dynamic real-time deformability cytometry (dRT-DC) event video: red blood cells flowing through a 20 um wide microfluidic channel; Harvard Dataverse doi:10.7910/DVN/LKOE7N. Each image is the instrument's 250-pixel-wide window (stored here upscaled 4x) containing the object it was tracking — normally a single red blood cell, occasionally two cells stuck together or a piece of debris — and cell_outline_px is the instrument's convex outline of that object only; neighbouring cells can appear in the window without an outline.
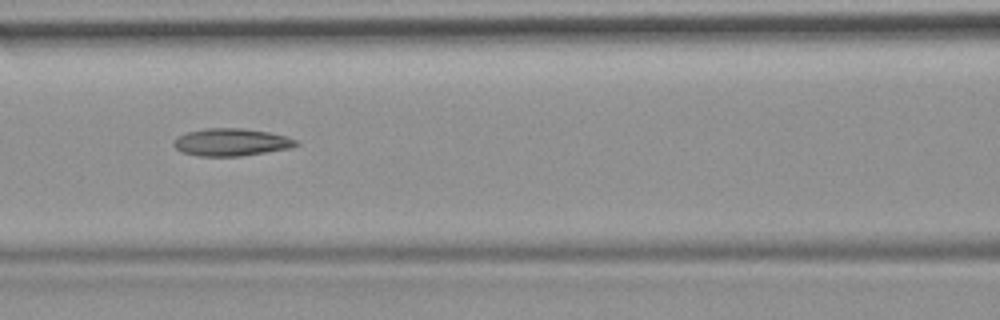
{"species": "common noctule bat (a hibernating species)", "species_latin": "Nyctalus noctula", "temperature_condition": "room temperature", "stored_images_in_passage": 53, "camera_frame_rate_fps": 3000, "um_per_image_px": 0.085, "animal": {"sex": "female", "body_mass_g": 19.9}, "frame": {"image": 1, "passage_image": 23, "time_ms": 7.333, "image_size_px": [1000, 320], "cell_outline_px": [[300, 144], [292, 148], [240, 156], [196, 156], [180, 152], [172, 144], [176, 136], [188, 132], [204, 128], [240, 128], [268, 132], [288, 136], [296, 140]], "centroid_in_image_um": [19.64, 12.09], "position_along_channel_um": 147.0, "area_um2": 19.77}, "authors_computed_cell_mechanics": {"area_um2": 19.652, "velocity_mm_per_s": 3.8222, "shape_relaxation_time_tau1_ms": null, "shape_relaxation_time_tau2_ms": 3.9138, "deformation_change_tau1": null, "deformation_change_tau2": 0.1387}}